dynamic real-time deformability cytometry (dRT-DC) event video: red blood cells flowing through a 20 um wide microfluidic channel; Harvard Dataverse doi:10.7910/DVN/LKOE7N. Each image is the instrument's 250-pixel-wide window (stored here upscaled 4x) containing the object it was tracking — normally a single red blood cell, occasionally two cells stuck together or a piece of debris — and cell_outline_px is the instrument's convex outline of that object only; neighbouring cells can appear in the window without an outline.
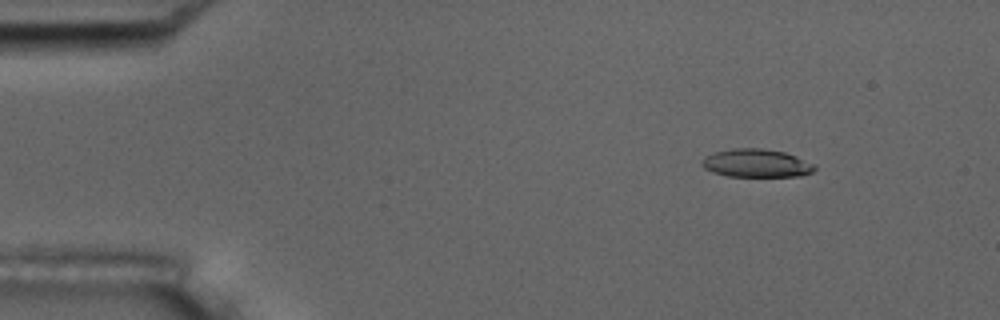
{"species": "common noctule bat (a hibernating species)", "species_latin": "Nyctalus noctula", "temperature_condition": "room temperature", "stored_images_in_passage": 5, "camera_frame_rate_fps": 3000, "um_per_image_px": 0.085, "animal": {"sex": "male", "body_mass_g": 17.5, "forearm_length_mm": 52.3}, "frame": {"image": 1, "passage_image": 2, "time_ms": 2.0, "image_size_px": [1000, 320], "cell_outline_px": [[816, 168], [812, 172], [800, 176], [728, 176], [712, 172], [704, 168], [700, 164], [700, 160], [704, 156], [712, 152], [732, 148], [760, 148], [784, 152], [796, 156], [816, 164]], "centroid_in_image_um": [64.25, 13.86], "position_along_channel_um": 20.7, "area_um2": 18.73}}